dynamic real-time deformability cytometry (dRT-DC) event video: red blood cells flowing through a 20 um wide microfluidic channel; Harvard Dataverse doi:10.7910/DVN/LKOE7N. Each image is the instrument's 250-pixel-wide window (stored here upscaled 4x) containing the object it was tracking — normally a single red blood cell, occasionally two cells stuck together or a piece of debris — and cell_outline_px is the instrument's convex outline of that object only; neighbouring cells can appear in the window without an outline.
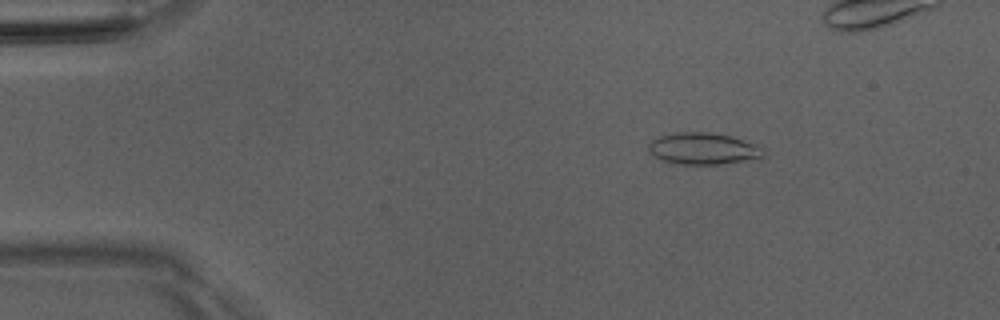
{"species": "Egyptian fruit bat (a non-hibernating species)", "species_latin": "Rousettus aegyptiacus", "temperature_condition": "room temperature", "stored_images_in_passage": 51, "camera_frame_rate_fps": 3000, "um_per_image_px": 0.085, "animal": {"sex": "male"}, "frame": {"image": 1, "passage_image": 7, "time_ms": 2.0, "image_size_px": [1000, 320], "cell_outline_px": [[768, 148], [764, 156], [720, 164], [680, 164], [660, 160], [648, 152], [648, 144], [652, 140], [660, 136], [676, 132], [708, 132], [732, 136], [760, 144]], "centroid_in_image_um": [59.81, 12.62], "position_along_channel_um": 25.2, "area_um2": 21.5}}
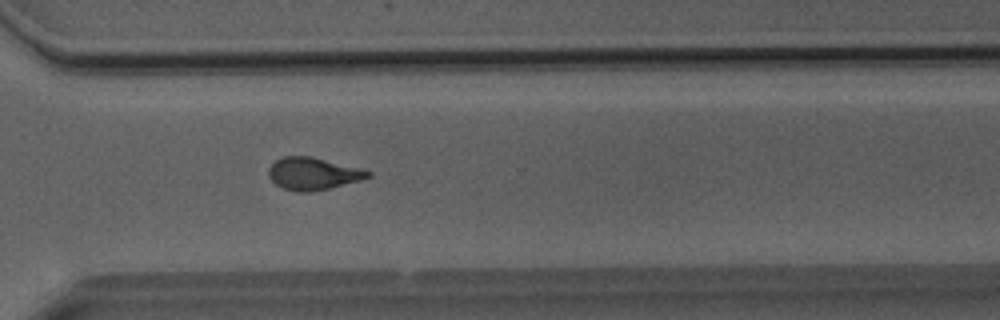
{"frame": {"image": 2, "passage_image": 36, "time_ms": 11.667, "image_size_px": [1000, 320], "cell_outline_px": [[372, 176], [360, 180], [328, 188], [308, 192], [296, 192], [284, 188], [276, 184], [268, 176], [268, 168], [276, 160], [284, 156], [308, 156], [372, 172]], "centroid_in_image_um": [26.55, 14.77], "position_along_channel_um": 344.0, "area_um2": 18.21}}
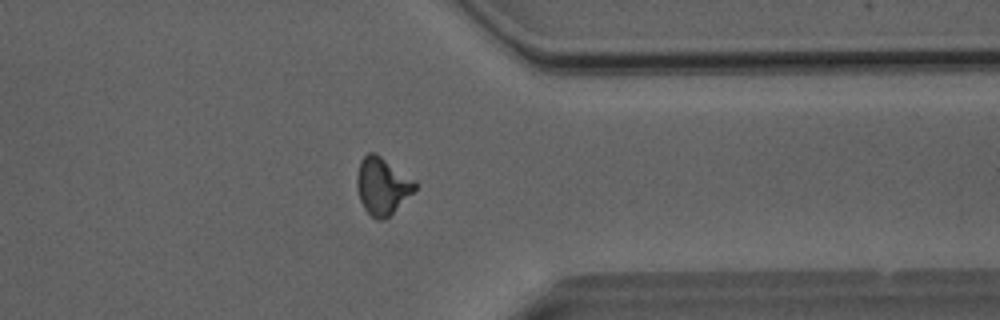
{"frame": {"image": 3, "passage_image": 39, "time_ms": 12.667, "image_size_px": [1000, 320], "cell_outline_px": [[416, 188], [384, 220], [376, 220], [364, 208], [360, 200], [356, 184], [356, 176], [360, 160], [368, 152], [376, 152], [416, 180]], "centroid_in_image_um": [32.47, 15.76], "position_along_channel_um": 378.9, "area_um2": 19.25}, "authors_computed_cell_mechanics": {"area_um2": 18.7272, "velocity_mm_per_s": 4.087, "shape_relaxation_time_tau1_ms": 7.0794, "shape_relaxation_time_tau2_ms": 1.4527, "deformation_change_tau1": 0.1997, "deformation_change_tau2": 0.0879}}